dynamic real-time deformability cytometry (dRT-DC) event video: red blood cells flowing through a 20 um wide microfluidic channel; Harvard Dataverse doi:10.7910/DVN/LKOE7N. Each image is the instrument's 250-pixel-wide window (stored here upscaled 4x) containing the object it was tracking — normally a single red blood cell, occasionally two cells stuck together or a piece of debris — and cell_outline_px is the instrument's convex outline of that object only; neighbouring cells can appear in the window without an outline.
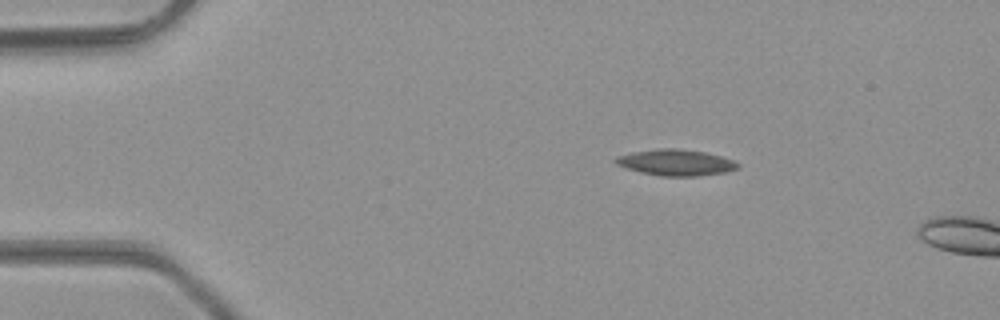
{"species": "common noctule bat (a hibernating species)", "species_latin": "Nyctalus noctula", "temperature_condition": "room temperature", "stored_images_in_passage": 13, "camera_frame_rate_fps": 3000, "um_per_image_px": 0.085, "animal": {"sex": "male", "body_mass_g": 23.1, "forearm_length_mm": 52.7}, "frame": {"image": 1, "passage_image": 8, "time_ms": 2.333, "image_size_px": [1000, 320], "cell_outline_px": [[740, 168], [724, 172], [700, 176], [660, 176], [640, 172], [616, 164], [612, 160], [616, 156], [632, 152], [656, 148], [676, 148], [704, 152], [720, 156], [732, 160], [740, 164]], "centroid_in_image_um": [57.42, 13.81], "position_along_channel_um": 27.6, "area_um2": 18.67}}